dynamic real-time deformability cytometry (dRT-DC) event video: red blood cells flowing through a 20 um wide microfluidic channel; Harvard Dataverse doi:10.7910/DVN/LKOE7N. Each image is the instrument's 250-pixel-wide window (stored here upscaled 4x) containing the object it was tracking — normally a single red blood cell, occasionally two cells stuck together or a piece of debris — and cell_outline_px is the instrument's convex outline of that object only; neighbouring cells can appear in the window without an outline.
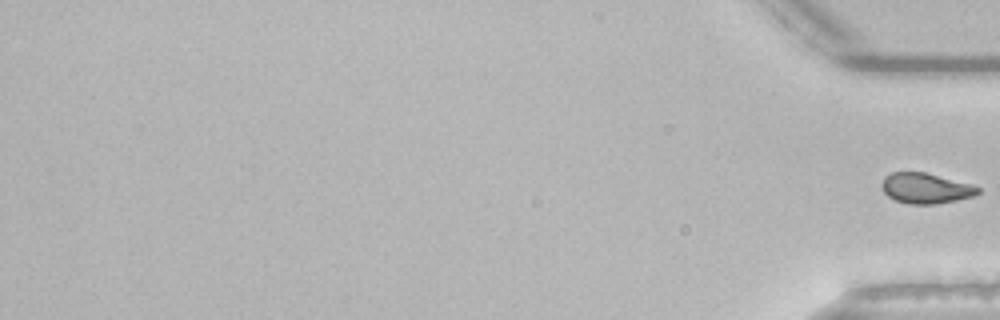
{"species": "common noctule bat (a hibernating species)", "species_latin": "Nyctalus noctula", "temperature_condition": "room temperature", "stored_images_in_passage": 55, "segment_of_instrument_passage": [2, 2], "camera_frame_rate_fps": 3000, "um_per_image_px": 0.085, "animal": {"sex": "male", "body_mass_g": 21.5, "forearm_length_mm": 52.0}, "frame": {"image": 1, "passage_image": 55, "time_ms": 18.0, "image_size_px": [1000, 320], "cell_outline_px": [[980, 192], [972, 196], [956, 200], [936, 204], [908, 204], [896, 200], [888, 196], [884, 192], [880, 184], [884, 176], [892, 172], [924, 172], [972, 184], [980, 188]], "centroid_in_image_um": [78.66, 16.0], "position_along_channel_um": 356.5, "area_um2": 17.05}}